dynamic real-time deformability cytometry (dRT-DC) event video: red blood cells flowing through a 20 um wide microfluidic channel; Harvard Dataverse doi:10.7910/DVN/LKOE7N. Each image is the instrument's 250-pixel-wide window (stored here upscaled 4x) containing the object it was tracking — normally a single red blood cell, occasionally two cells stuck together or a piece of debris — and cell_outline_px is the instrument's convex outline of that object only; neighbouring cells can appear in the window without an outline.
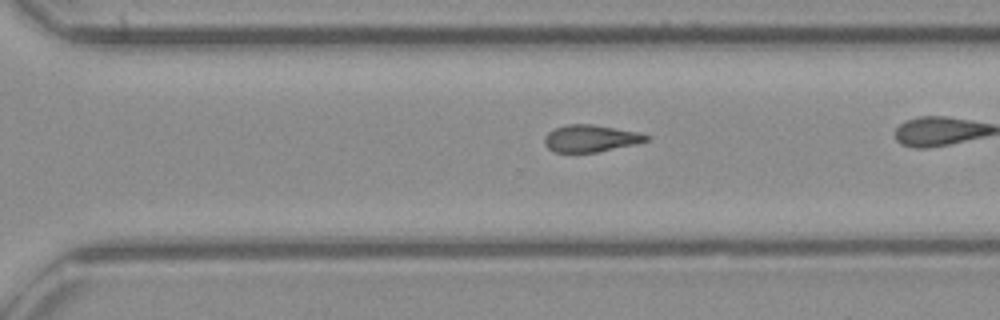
{"species": "common noctule bat (a hibernating species)", "species_latin": "Nyctalus noctula", "temperature_condition": "cold", "stored_images_in_passage": 26, "camera_frame_rate_fps": 3000, "um_per_image_px": 0.085, "animal": {"sex": "female", "body_mass_g": 21.9}, "frame": {"image": 1, "passage_image": 22, "time_ms": 7.0, "image_size_px": [1000, 320], "cell_outline_px": [[652, 136], [648, 140], [636, 144], [596, 152], [552, 152], [544, 144], [544, 136], [548, 132], [556, 128], [568, 124], [592, 124], [636, 132]], "centroid_in_image_um": [50.18, 11.77], "position_along_channel_um": 320.4, "area_um2": 15.95}}